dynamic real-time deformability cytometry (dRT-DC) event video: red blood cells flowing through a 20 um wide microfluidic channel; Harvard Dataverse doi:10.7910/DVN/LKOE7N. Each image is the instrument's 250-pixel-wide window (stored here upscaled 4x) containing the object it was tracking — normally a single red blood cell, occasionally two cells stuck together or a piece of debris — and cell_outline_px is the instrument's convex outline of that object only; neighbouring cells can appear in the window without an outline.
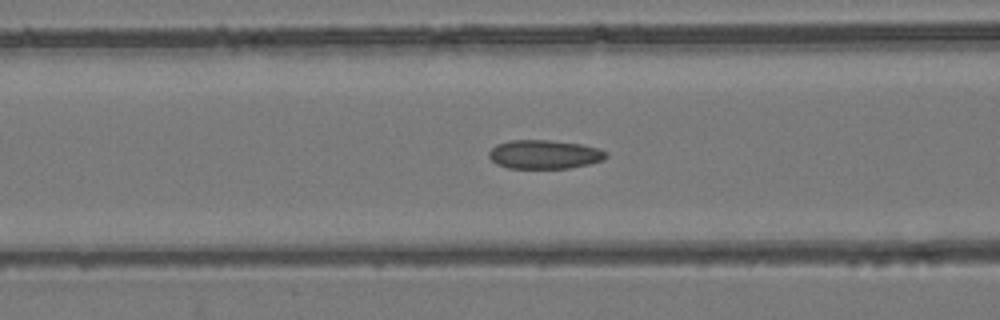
{"species": "common noctule bat (a hibernating species)", "species_latin": "Nyctalus noctula", "temperature_condition": "room temperature", "stored_images_in_passage": 26, "camera_frame_rate_fps": 3000, "um_per_image_px": 0.085, "animal": {"sex": "female", "body_mass_g": 24.6, "forearm_length_mm": 56.2}, "frame": {"image": 1, "passage_image": 6, "time_ms": 1.667, "image_size_px": [1000, 320], "cell_outline_px": [[608, 156], [604, 160], [588, 164], [568, 168], [508, 168], [496, 164], [488, 156], [488, 152], [496, 144], [512, 140], [548, 140], [580, 144], [600, 148], [608, 152]], "centroid_in_image_um": [46.29, 13.12], "position_along_channel_um": 120.3, "area_um2": 19.77}}
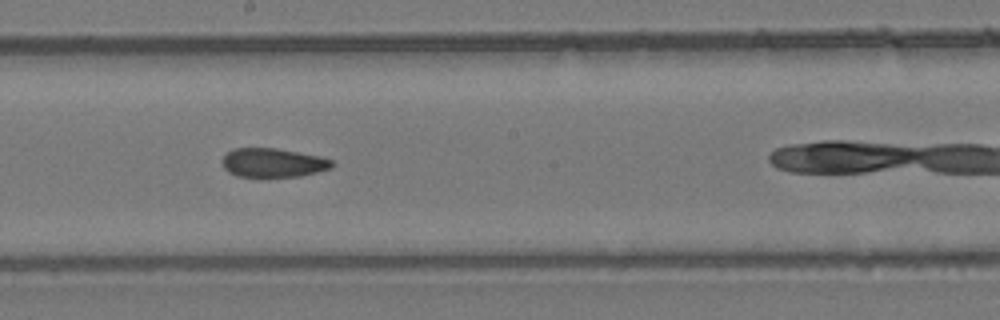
{"frame": {"image": 2, "passage_image": 14, "time_ms": 4.333, "image_size_px": [1000, 320], "cell_outline_px": [[336, 164], [332, 168], [300, 176], [260, 180], [236, 176], [228, 172], [224, 168], [224, 156], [228, 152], [236, 148], [276, 148], [320, 156], [332, 160]], "centroid_in_image_um": [23.22, 13.89], "position_along_channel_um": 225.0, "area_um2": 19.25}}
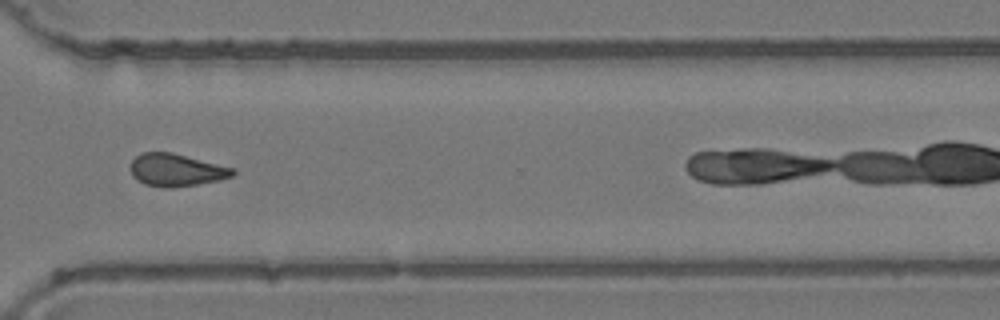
{"frame": {"image": 3, "passage_image": 24, "time_ms": 7.667, "image_size_px": [1000, 320], "cell_outline_px": [[236, 172], [232, 176], [220, 180], [172, 188], [164, 188], [144, 184], [136, 180], [132, 176], [132, 160], [136, 156], [144, 152], [172, 152], [236, 168]], "centroid_in_image_um": [15.01, 14.45], "position_along_channel_um": 355.6, "area_um2": 19.48}, "authors_computed_cell_mechanics": {"area_um2": 19.5942, "velocity_mm_per_s": 3.9277, "shape_relaxation_time_tau1_ms": null, "shape_relaxation_time_tau2_ms": 5.9862, "deformation_change_tau1": null, "deformation_change_tau2": 0.1292}}